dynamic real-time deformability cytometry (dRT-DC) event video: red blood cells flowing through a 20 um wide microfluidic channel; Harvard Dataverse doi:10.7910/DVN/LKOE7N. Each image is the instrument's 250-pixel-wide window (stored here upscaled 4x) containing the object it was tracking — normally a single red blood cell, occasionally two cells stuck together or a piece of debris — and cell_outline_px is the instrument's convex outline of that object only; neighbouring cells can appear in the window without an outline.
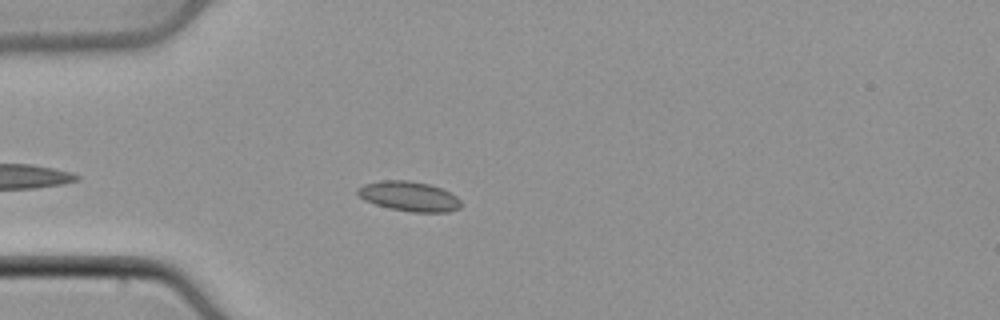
{"species": "common noctule bat (a hibernating species)", "species_latin": "Nyctalus noctula", "temperature_condition": "cold", "stored_images_in_passage": 35, "camera_frame_rate_fps": 3000, "um_per_image_px": 0.085, "animal": {"sex": "male", "body_mass_g": 21.5, "forearm_length_mm": 52.0}, "frame": {"image": 1, "passage_image": 6, "time_ms": 1.667, "image_size_px": [1000, 320], "cell_outline_px": [[464, 204], [460, 208], [448, 212], [412, 212], [392, 208], [376, 204], [364, 200], [356, 192], [356, 188], [364, 184], [380, 180], [408, 180], [428, 184], [440, 188], [456, 196]], "centroid_in_image_um": [34.78, 16.68], "position_along_channel_um": 50.2, "area_um2": 17.92}}
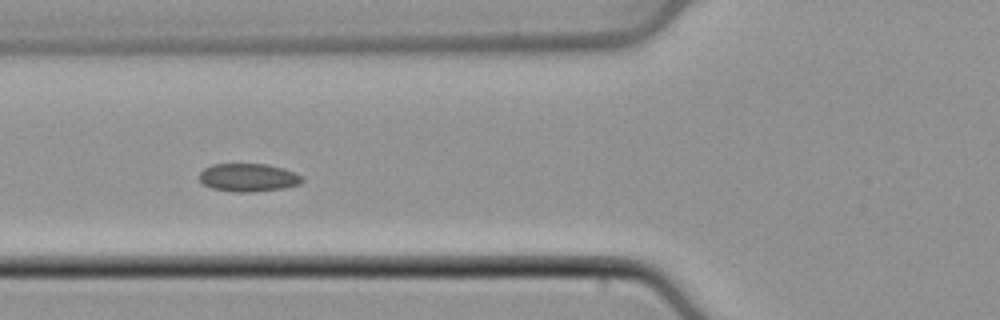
{"frame": {"image": 2, "passage_image": 11, "time_ms": 3.333, "image_size_px": [1000, 320], "cell_outline_px": [[304, 180], [300, 184], [284, 188], [252, 192], [236, 192], [212, 188], [204, 184], [200, 180], [200, 172], [204, 168], [212, 164], [268, 164], [284, 168], [300, 176]], "centroid_in_image_um": [21.1, 15.09], "position_along_channel_um": 104.7, "area_um2": 16.76}}
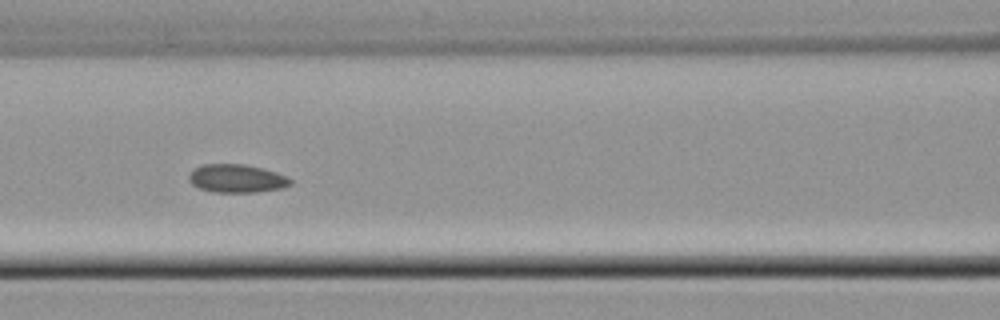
{"frame": {"image": 3, "passage_image": 14, "time_ms": 4.333, "image_size_px": [1000, 320], "cell_outline_px": [[292, 184], [284, 188], [256, 192], [212, 192], [200, 188], [192, 184], [188, 180], [188, 176], [192, 168], [204, 164], [244, 164], [264, 168], [288, 176], [292, 180]], "centroid_in_image_um": [20.13, 15.16], "position_along_channel_um": 146.5, "area_um2": 16.99}}